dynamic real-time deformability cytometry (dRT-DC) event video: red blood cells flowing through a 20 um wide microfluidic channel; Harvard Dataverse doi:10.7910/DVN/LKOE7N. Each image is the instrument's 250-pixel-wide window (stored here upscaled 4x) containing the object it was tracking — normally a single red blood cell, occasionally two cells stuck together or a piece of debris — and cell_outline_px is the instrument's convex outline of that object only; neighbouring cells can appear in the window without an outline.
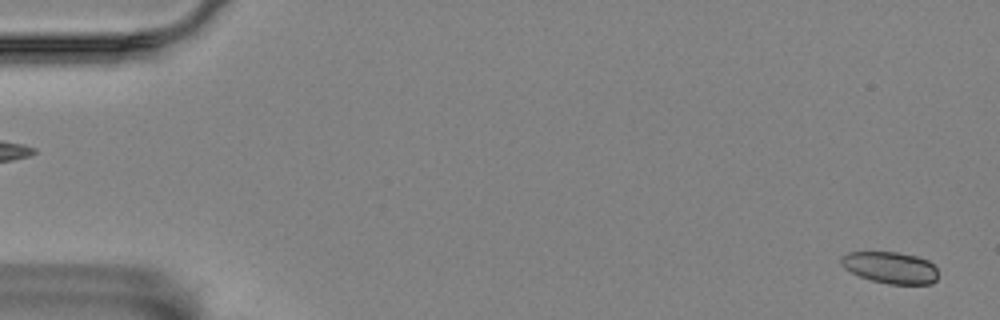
{"species": "Egyptian fruit bat (a non-hibernating species)", "species_latin": "Rousettus aegyptiacus", "temperature_condition": "room temperature", "stored_images_in_passage": 16, "camera_frame_rate_fps": 3000, "um_per_image_px": 0.085, "animal": {"sex": "female"}, "frame": {"image": 1, "passage_image": 1, "time_ms": 0.0, "image_size_px": [1000, 320], "cell_outline_px": [[936, 280], [932, 284], [888, 284], [872, 280], [860, 276], [844, 268], [840, 264], [840, 256], [848, 252], [896, 252], [916, 256], [928, 260], [936, 268]], "centroid_in_image_um": [75.66, 22.74], "position_along_channel_um": 9.3, "area_um2": 17.86}}
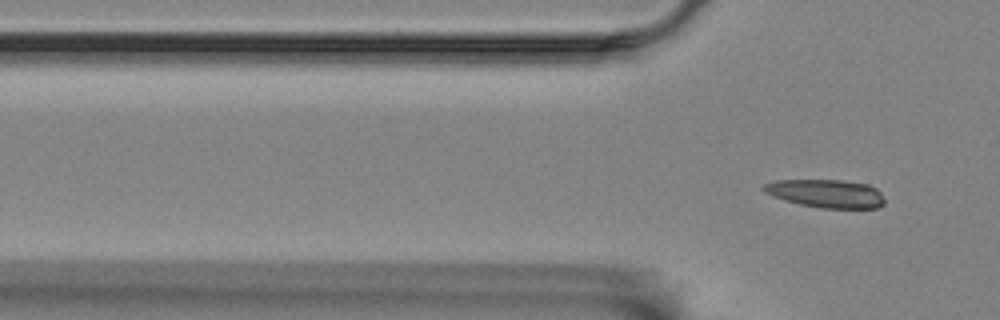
{"frame": {"image": 2, "passage_image": 16, "time_ms": 5.0, "image_size_px": [1000, 320], "cell_outline_px": [[884, 204], [880, 208], [820, 208], [800, 204], [784, 200], [772, 196], [764, 192], [760, 188], [764, 184], [776, 180], [840, 180], [868, 184], [876, 188], [880, 192], [884, 200]], "centroid_in_image_um": [70.21, 16.45], "position_along_channel_um": 55.6, "area_um2": 20.0}}